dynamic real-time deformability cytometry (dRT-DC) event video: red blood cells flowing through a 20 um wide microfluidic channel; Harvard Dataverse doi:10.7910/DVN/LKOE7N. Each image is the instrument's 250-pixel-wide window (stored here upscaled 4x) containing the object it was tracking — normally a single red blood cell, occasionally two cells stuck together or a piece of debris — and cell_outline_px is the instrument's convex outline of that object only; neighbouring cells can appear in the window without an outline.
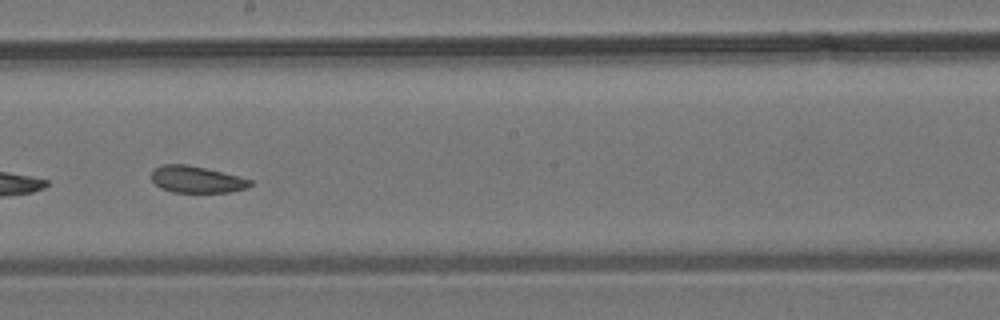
{"species": "common noctule bat (a hibernating species)", "species_latin": "Nyctalus noctula", "temperature_condition": "room temperature", "stored_images_in_passage": 15, "camera_frame_rate_fps": 3000, "um_per_image_px": 0.085, "animal": {"sex": "male", "body_mass_g": 19.2, "forearm_length_mm": 51.8}, "frame": {"image": 1, "passage_image": 9, "time_ms": 9.333, "image_size_px": [1000, 320], "cell_outline_px": [[252, 184], [248, 188], [228, 192], [172, 192], [160, 188], [152, 180], [152, 168], [164, 164], [188, 164], [240, 176], [252, 180]], "centroid_in_image_um": [16.71, 15.25], "position_along_channel_um": 231.5, "area_um2": 15.49}}
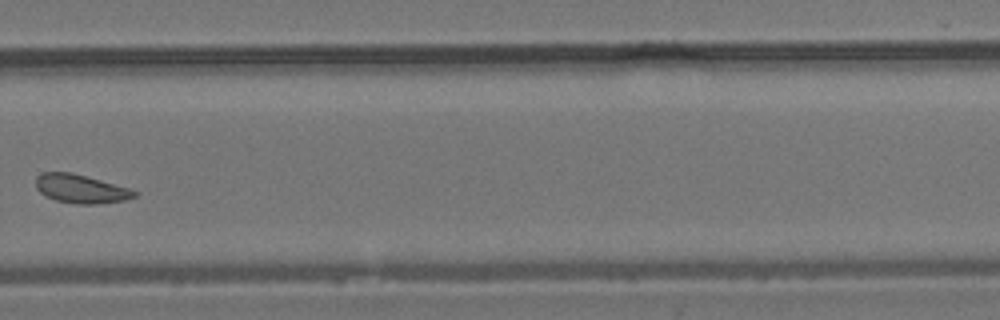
{"frame": {"image": 2, "passage_image": 11, "time_ms": 11.667, "image_size_px": [1000, 320], "cell_outline_px": [[140, 192], [136, 196], [124, 200], [100, 204], [76, 204], [56, 200], [44, 196], [36, 188], [36, 176], [44, 172], [72, 172], [132, 188]], "centroid_in_image_um": [6.91, 16.05], "position_along_channel_um": 322.9, "area_um2": 16.76}}